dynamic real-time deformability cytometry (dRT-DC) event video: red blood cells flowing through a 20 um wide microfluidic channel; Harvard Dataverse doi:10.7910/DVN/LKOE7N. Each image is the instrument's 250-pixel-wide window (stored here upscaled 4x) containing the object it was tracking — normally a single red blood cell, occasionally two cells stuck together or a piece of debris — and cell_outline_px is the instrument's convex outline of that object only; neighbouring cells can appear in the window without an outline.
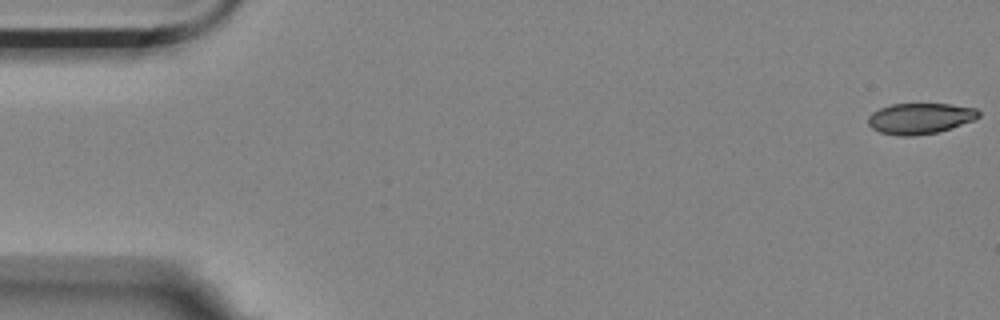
{"species": "Egyptian fruit bat (a non-hibernating species)", "species_latin": "Rousettus aegyptiacus", "temperature_condition": "room temperature", "stored_images_in_passage": 15, "camera_frame_rate_fps": 3000, "um_per_image_px": 0.085, "animal": {"sex": "female"}, "frame": {"image": 1, "passage_image": 1, "time_ms": 0.0, "image_size_px": [1000, 320], "cell_outline_px": [[980, 116], [972, 120], [936, 132], [916, 136], [900, 136], [880, 132], [872, 128], [868, 124], [868, 116], [872, 112], [880, 108], [892, 104], [952, 104], [976, 108], [980, 112]], "centroid_in_image_um": [78.17, 10.06], "position_along_channel_um": 6.8, "area_um2": 19.71}}
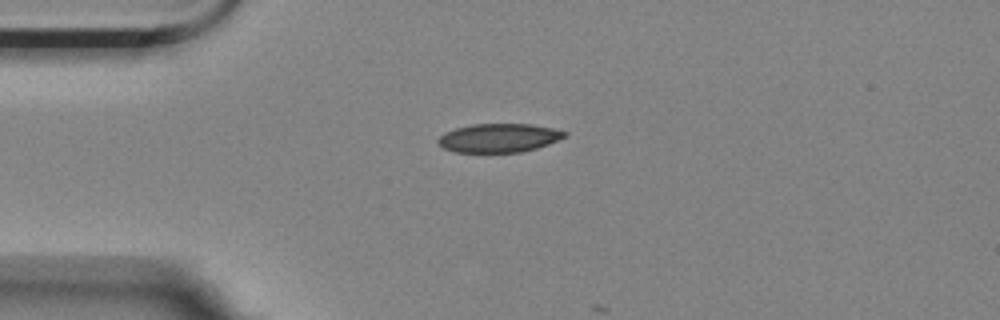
{"frame": {"image": 2, "passage_image": 14, "time_ms": 4.333, "image_size_px": [1000, 320], "cell_outline_px": [[568, 136], [548, 144], [536, 148], [520, 152], [456, 152], [444, 148], [436, 144], [436, 140], [444, 132], [456, 128], [472, 124], [532, 124], [552, 128], [568, 132]], "centroid_in_image_um": [42.39, 11.72], "position_along_channel_um": 42.6, "area_um2": 21.27}}